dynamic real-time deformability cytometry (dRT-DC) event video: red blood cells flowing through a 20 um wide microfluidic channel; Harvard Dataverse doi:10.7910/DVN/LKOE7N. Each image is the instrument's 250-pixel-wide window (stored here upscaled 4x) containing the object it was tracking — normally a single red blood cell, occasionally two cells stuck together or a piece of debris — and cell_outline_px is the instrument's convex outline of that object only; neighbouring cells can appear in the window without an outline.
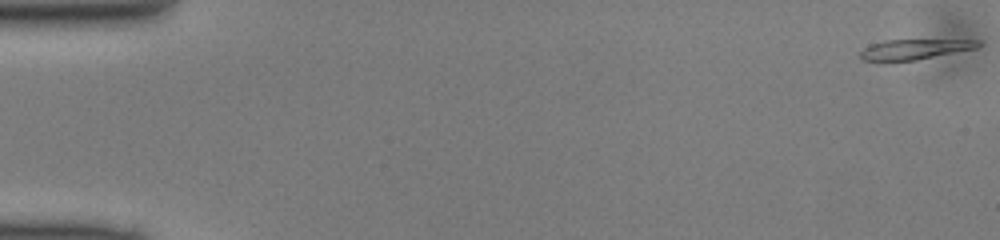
{"species": "common noctule bat (a hibernating species)", "species_latin": "Nyctalus noctula", "temperature_condition": "cold", "stored_images_in_passage": 49, "camera_frame_rate_fps": 3000, "um_per_image_px": 0.085, "animal": {"sex": "male", "body_mass_g": 13.0, "forearm_length_mm": 53.1}, "frame": {"image": 1, "passage_image": 1, "time_ms": 0.0, "image_size_px": [1000, 240], "cell_outline_px": [[984, 44], [976, 48], [916, 60], [884, 64], [860, 60], [860, 52], [864, 48], [872, 44], [884, 40], [984, 40]], "centroid_in_image_um": [77.67, 4.23], "position_along_channel_um": 7.3, "area_um2": 14.51}}
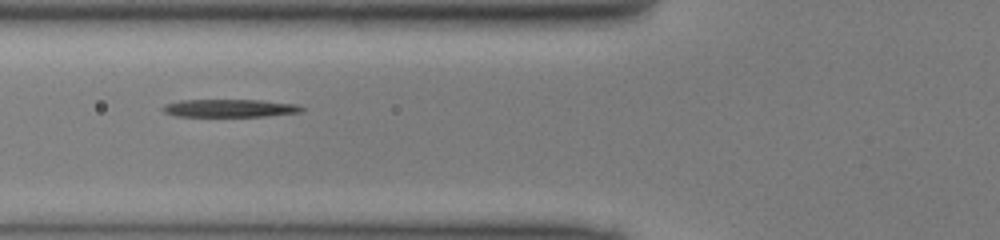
{"frame": {"image": 2, "passage_image": 19, "time_ms": 6.0, "image_size_px": [1000, 240], "cell_outline_px": [[304, 108], [300, 112], [264, 116], [176, 116], [164, 112], [160, 108], [164, 104], [180, 100], [260, 100], [300, 104]], "centroid_in_image_um": [19.51, 9.18], "position_along_channel_um": 106.3, "area_um2": 14.45}}
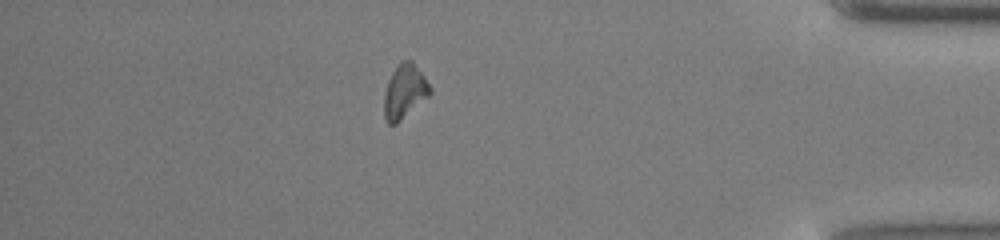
{"frame": {"image": 3, "passage_image": 43, "time_ms": 14.0, "image_size_px": [1000, 240], "cell_outline_px": [[432, 96], [396, 124], [388, 124], [384, 116], [384, 92], [388, 80], [392, 72], [400, 60], [412, 60], [424, 76], [432, 88]], "centroid_in_image_um": [34.42, 7.78], "position_along_channel_um": 400.8, "area_um2": 14.91}}